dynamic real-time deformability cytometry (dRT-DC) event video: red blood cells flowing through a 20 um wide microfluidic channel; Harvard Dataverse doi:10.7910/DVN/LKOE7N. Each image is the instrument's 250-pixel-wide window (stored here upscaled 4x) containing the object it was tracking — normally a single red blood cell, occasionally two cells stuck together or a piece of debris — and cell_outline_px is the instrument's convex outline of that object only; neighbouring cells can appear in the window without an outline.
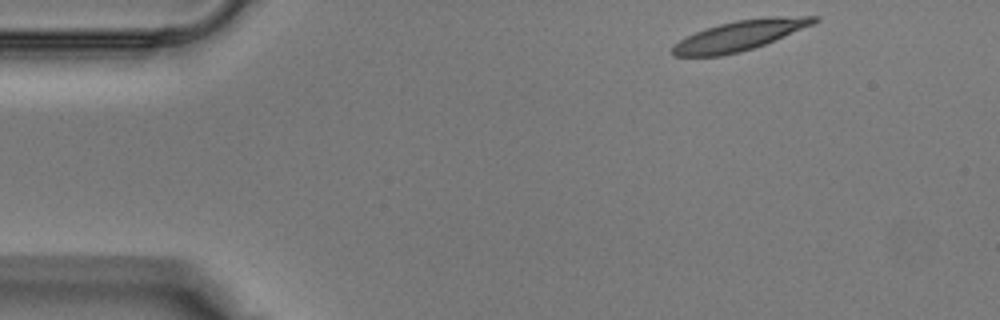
{"species": "Egyptian fruit bat (a non-hibernating species)", "species_latin": "Rousettus aegyptiacus", "temperature_condition": "warm", "stored_images_in_passage": 35, "camera_frame_rate_fps": 3000, "um_per_image_px": 0.085, "animal": {"sex": "male"}, "frame": {"image": 1, "passage_image": 1, "time_ms": 0.0, "image_size_px": [1000, 320], "cell_outline_px": [[820, 20], [812, 24], [764, 44], [740, 52], [720, 56], [672, 56], [672, 48], [680, 40], [696, 32], [720, 24], [736, 20], [772, 16], [820, 16]], "centroid_in_image_um": [62.88, 3.01], "position_along_channel_um": 22.1, "area_um2": 24.28}}
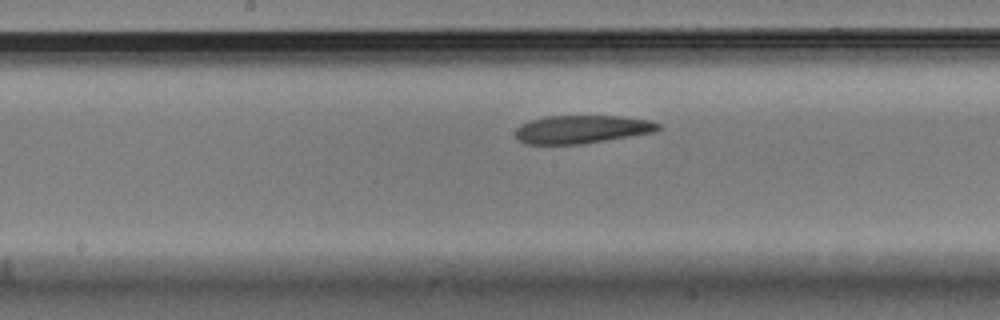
{"frame": {"image": 2, "passage_image": 16, "time_ms": 5.0, "image_size_px": [1000, 320], "cell_outline_px": [[660, 128], [656, 132], [584, 144], [524, 144], [516, 140], [516, 128], [520, 124], [528, 120], [544, 116], [620, 116], [652, 120], [660, 124]], "centroid_in_image_um": [49.44, 10.99], "position_along_channel_um": 198.8, "area_um2": 23.81}}
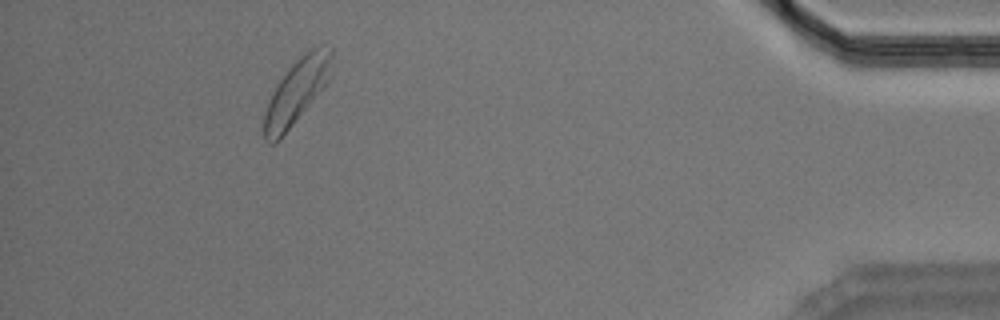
{"frame": {"image": 3, "passage_image": 32, "time_ms": 10.333, "image_size_px": [1000, 320], "cell_outline_px": [[332, 56], [328, 80], [280, 140], [276, 144], [268, 144], [264, 140], [264, 112], [272, 92], [288, 68], [304, 52], [320, 44], [332, 48]], "centroid_in_image_um": [25.17, 7.78], "position_along_channel_um": 410.0, "area_um2": 25.03}}